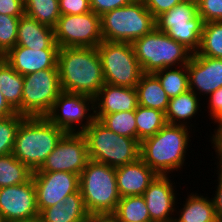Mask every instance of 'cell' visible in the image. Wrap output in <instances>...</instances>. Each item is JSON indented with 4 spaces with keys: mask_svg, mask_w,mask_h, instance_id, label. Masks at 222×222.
Segmentation results:
<instances>
[{
    "mask_svg": "<svg viewBox=\"0 0 222 222\" xmlns=\"http://www.w3.org/2000/svg\"><path fill=\"white\" fill-rule=\"evenodd\" d=\"M57 66L62 91L94 98L105 84L97 48H59Z\"/></svg>",
    "mask_w": 222,
    "mask_h": 222,
    "instance_id": "obj_1",
    "label": "cell"
},
{
    "mask_svg": "<svg viewBox=\"0 0 222 222\" xmlns=\"http://www.w3.org/2000/svg\"><path fill=\"white\" fill-rule=\"evenodd\" d=\"M190 131L192 128L184 125L166 124L154 136L140 142V159L157 175H170L181 168L182 171L187 151L191 150Z\"/></svg>",
    "mask_w": 222,
    "mask_h": 222,
    "instance_id": "obj_2",
    "label": "cell"
},
{
    "mask_svg": "<svg viewBox=\"0 0 222 222\" xmlns=\"http://www.w3.org/2000/svg\"><path fill=\"white\" fill-rule=\"evenodd\" d=\"M65 133L45 116L25 117L18 128L12 154L34 172L39 170Z\"/></svg>",
    "mask_w": 222,
    "mask_h": 222,
    "instance_id": "obj_3",
    "label": "cell"
},
{
    "mask_svg": "<svg viewBox=\"0 0 222 222\" xmlns=\"http://www.w3.org/2000/svg\"><path fill=\"white\" fill-rule=\"evenodd\" d=\"M79 190L90 216L112 215L121 199L116 168L89 160L79 175Z\"/></svg>",
    "mask_w": 222,
    "mask_h": 222,
    "instance_id": "obj_4",
    "label": "cell"
},
{
    "mask_svg": "<svg viewBox=\"0 0 222 222\" xmlns=\"http://www.w3.org/2000/svg\"><path fill=\"white\" fill-rule=\"evenodd\" d=\"M89 159L117 168L140 158V142L120 136L95 119L83 132Z\"/></svg>",
    "mask_w": 222,
    "mask_h": 222,
    "instance_id": "obj_5",
    "label": "cell"
},
{
    "mask_svg": "<svg viewBox=\"0 0 222 222\" xmlns=\"http://www.w3.org/2000/svg\"><path fill=\"white\" fill-rule=\"evenodd\" d=\"M143 73L187 65L192 53L156 27L132 43Z\"/></svg>",
    "mask_w": 222,
    "mask_h": 222,
    "instance_id": "obj_6",
    "label": "cell"
},
{
    "mask_svg": "<svg viewBox=\"0 0 222 222\" xmlns=\"http://www.w3.org/2000/svg\"><path fill=\"white\" fill-rule=\"evenodd\" d=\"M155 27V18L142 0H133L101 16V33L104 41L133 43Z\"/></svg>",
    "mask_w": 222,
    "mask_h": 222,
    "instance_id": "obj_7",
    "label": "cell"
},
{
    "mask_svg": "<svg viewBox=\"0 0 222 222\" xmlns=\"http://www.w3.org/2000/svg\"><path fill=\"white\" fill-rule=\"evenodd\" d=\"M106 84L135 88L144 74L132 43L102 41L97 47Z\"/></svg>",
    "mask_w": 222,
    "mask_h": 222,
    "instance_id": "obj_8",
    "label": "cell"
},
{
    "mask_svg": "<svg viewBox=\"0 0 222 222\" xmlns=\"http://www.w3.org/2000/svg\"><path fill=\"white\" fill-rule=\"evenodd\" d=\"M156 28L182 44L192 54L200 46L204 21L198 14V4L185 0L155 19Z\"/></svg>",
    "mask_w": 222,
    "mask_h": 222,
    "instance_id": "obj_9",
    "label": "cell"
},
{
    "mask_svg": "<svg viewBox=\"0 0 222 222\" xmlns=\"http://www.w3.org/2000/svg\"><path fill=\"white\" fill-rule=\"evenodd\" d=\"M23 77L22 115L46 116L62 92L59 70L43 69Z\"/></svg>",
    "mask_w": 222,
    "mask_h": 222,
    "instance_id": "obj_10",
    "label": "cell"
},
{
    "mask_svg": "<svg viewBox=\"0 0 222 222\" xmlns=\"http://www.w3.org/2000/svg\"><path fill=\"white\" fill-rule=\"evenodd\" d=\"M45 117L66 133H83L95 120L94 98L62 91Z\"/></svg>",
    "mask_w": 222,
    "mask_h": 222,
    "instance_id": "obj_11",
    "label": "cell"
},
{
    "mask_svg": "<svg viewBox=\"0 0 222 222\" xmlns=\"http://www.w3.org/2000/svg\"><path fill=\"white\" fill-rule=\"evenodd\" d=\"M53 29L59 48H96L103 41L101 16L93 11L81 15H61Z\"/></svg>",
    "mask_w": 222,
    "mask_h": 222,
    "instance_id": "obj_12",
    "label": "cell"
},
{
    "mask_svg": "<svg viewBox=\"0 0 222 222\" xmlns=\"http://www.w3.org/2000/svg\"><path fill=\"white\" fill-rule=\"evenodd\" d=\"M89 160L83 133H65L39 170L34 172L63 171L80 175Z\"/></svg>",
    "mask_w": 222,
    "mask_h": 222,
    "instance_id": "obj_13",
    "label": "cell"
},
{
    "mask_svg": "<svg viewBox=\"0 0 222 222\" xmlns=\"http://www.w3.org/2000/svg\"><path fill=\"white\" fill-rule=\"evenodd\" d=\"M0 213L5 222L39 218L40 212L32 178L26 183L0 188Z\"/></svg>",
    "mask_w": 222,
    "mask_h": 222,
    "instance_id": "obj_14",
    "label": "cell"
},
{
    "mask_svg": "<svg viewBox=\"0 0 222 222\" xmlns=\"http://www.w3.org/2000/svg\"><path fill=\"white\" fill-rule=\"evenodd\" d=\"M39 212L79 190V175L70 172H33Z\"/></svg>",
    "mask_w": 222,
    "mask_h": 222,
    "instance_id": "obj_15",
    "label": "cell"
},
{
    "mask_svg": "<svg viewBox=\"0 0 222 222\" xmlns=\"http://www.w3.org/2000/svg\"><path fill=\"white\" fill-rule=\"evenodd\" d=\"M171 176L157 175L143 194L151 222H173L176 205L182 204L177 202L178 191Z\"/></svg>",
    "mask_w": 222,
    "mask_h": 222,
    "instance_id": "obj_16",
    "label": "cell"
},
{
    "mask_svg": "<svg viewBox=\"0 0 222 222\" xmlns=\"http://www.w3.org/2000/svg\"><path fill=\"white\" fill-rule=\"evenodd\" d=\"M187 66L189 90L207 97L222 87V59L192 54Z\"/></svg>",
    "mask_w": 222,
    "mask_h": 222,
    "instance_id": "obj_17",
    "label": "cell"
},
{
    "mask_svg": "<svg viewBox=\"0 0 222 222\" xmlns=\"http://www.w3.org/2000/svg\"><path fill=\"white\" fill-rule=\"evenodd\" d=\"M58 51L15 45L2 57L15 71L25 76L43 69H58Z\"/></svg>",
    "mask_w": 222,
    "mask_h": 222,
    "instance_id": "obj_18",
    "label": "cell"
},
{
    "mask_svg": "<svg viewBox=\"0 0 222 222\" xmlns=\"http://www.w3.org/2000/svg\"><path fill=\"white\" fill-rule=\"evenodd\" d=\"M137 106L136 88L105 83L94 97V115L135 111Z\"/></svg>",
    "mask_w": 222,
    "mask_h": 222,
    "instance_id": "obj_19",
    "label": "cell"
},
{
    "mask_svg": "<svg viewBox=\"0 0 222 222\" xmlns=\"http://www.w3.org/2000/svg\"><path fill=\"white\" fill-rule=\"evenodd\" d=\"M157 174L140 158L116 168L118 192L122 197L143 195Z\"/></svg>",
    "mask_w": 222,
    "mask_h": 222,
    "instance_id": "obj_20",
    "label": "cell"
},
{
    "mask_svg": "<svg viewBox=\"0 0 222 222\" xmlns=\"http://www.w3.org/2000/svg\"><path fill=\"white\" fill-rule=\"evenodd\" d=\"M16 45L31 49H59L54 29L24 14L20 17Z\"/></svg>",
    "mask_w": 222,
    "mask_h": 222,
    "instance_id": "obj_21",
    "label": "cell"
},
{
    "mask_svg": "<svg viewBox=\"0 0 222 222\" xmlns=\"http://www.w3.org/2000/svg\"><path fill=\"white\" fill-rule=\"evenodd\" d=\"M80 190L68 195L63 202L43 209L40 222H87L89 219Z\"/></svg>",
    "mask_w": 222,
    "mask_h": 222,
    "instance_id": "obj_22",
    "label": "cell"
},
{
    "mask_svg": "<svg viewBox=\"0 0 222 222\" xmlns=\"http://www.w3.org/2000/svg\"><path fill=\"white\" fill-rule=\"evenodd\" d=\"M183 202L182 208L177 206L173 222H220L212 198L189 192Z\"/></svg>",
    "mask_w": 222,
    "mask_h": 222,
    "instance_id": "obj_23",
    "label": "cell"
},
{
    "mask_svg": "<svg viewBox=\"0 0 222 222\" xmlns=\"http://www.w3.org/2000/svg\"><path fill=\"white\" fill-rule=\"evenodd\" d=\"M200 97H198L192 90H188L174 98H171L168 103V108L165 112V118L167 124L171 125H184L187 127L195 128L192 119L201 112ZM191 121V122H190ZM190 124V126L188 125Z\"/></svg>",
    "mask_w": 222,
    "mask_h": 222,
    "instance_id": "obj_24",
    "label": "cell"
},
{
    "mask_svg": "<svg viewBox=\"0 0 222 222\" xmlns=\"http://www.w3.org/2000/svg\"><path fill=\"white\" fill-rule=\"evenodd\" d=\"M135 88L138 105L166 112L170 99L153 73H144Z\"/></svg>",
    "mask_w": 222,
    "mask_h": 222,
    "instance_id": "obj_25",
    "label": "cell"
},
{
    "mask_svg": "<svg viewBox=\"0 0 222 222\" xmlns=\"http://www.w3.org/2000/svg\"><path fill=\"white\" fill-rule=\"evenodd\" d=\"M23 75L15 71L0 57V88L7 103L22 115Z\"/></svg>",
    "mask_w": 222,
    "mask_h": 222,
    "instance_id": "obj_26",
    "label": "cell"
},
{
    "mask_svg": "<svg viewBox=\"0 0 222 222\" xmlns=\"http://www.w3.org/2000/svg\"><path fill=\"white\" fill-rule=\"evenodd\" d=\"M112 216L117 222H151L143 195L122 197Z\"/></svg>",
    "mask_w": 222,
    "mask_h": 222,
    "instance_id": "obj_27",
    "label": "cell"
},
{
    "mask_svg": "<svg viewBox=\"0 0 222 222\" xmlns=\"http://www.w3.org/2000/svg\"><path fill=\"white\" fill-rule=\"evenodd\" d=\"M32 174L12 153L0 156V188L26 183Z\"/></svg>",
    "mask_w": 222,
    "mask_h": 222,
    "instance_id": "obj_28",
    "label": "cell"
},
{
    "mask_svg": "<svg viewBox=\"0 0 222 222\" xmlns=\"http://www.w3.org/2000/svg\"><path fill=\"white\" fill-rule=\"evenodd\" d=\"M137 140L154 136L166 124L165 113L156 109L138 105L135 110Z\"/></svg>",
    "mask_w": 222,
    "mask_h": 222,
    "instance_id": "obj_29",
    "label": "cell"
},
{
    "mask_svg": "<svg viewBox=\"0 0 222 222\" xmlns=\"http://www.w3.org/2000/svg\"><path fill=\"white\" fill-rule=\"evenodd\" d=\"M160 81L169 99L189 90L187 66L169 67L153 73Z\"/></svg>",
    "mask_w": 222,
    "mask_h": 222,
    "instance_id": "obj_30",
    "label": "cell"
},
{
    "mask_svg": "<svg viewBox=\"0 0 222 222\" xmlns=\"http://www.w3.org/2000/svg\"><path fill=\"white\" fill-rule=\"evenodd\" d=\"M24 10L26 15L51 28L61 16L59 0H24Z\"/></svg>",
    "mask_w": 222,
    "mask_h": 222,
    "instance_id": "obj_31",
    "label": "cell"
},
{
    "mask_svg": "<svg viewBox=\"0 0 222 222\" xmlns=\"http://www.w3.org/2000/svg\"><path fill=\"white\" fill-rule=\"evenodd\" d=\"M101 124L112 132L128 138L137 139L135 111L94 115Z\"/></svg>",
    "mask_w": 222,
    "mask_h": 222,
    "instance_id": "obj_32",
    "label": "cell"
},
{
    "mask_svg": "<svg viewBox=\"0 0 222 222\" xmlns=\"http://www.w3.org/2000/svg\"><path fill=\"white\" fill-rule=\"evenodd\" d=\"M198 55L222 59V21L204 23Z\"/></svg>",
    "mask_w": 222,
    "mask_h": 222,
    "instance_id": "obj_33",
    "label": "cell"
},
{
    "mask_svg": "<svg viewBox=\"0 0 222 222\" xmlns=\"http://www.w3.org/2000/svg\"><path fill=\"white\" fill-rule=\"evenodd\" d=\"M24 119L25 116L18 113L0 118V156L12 153L18 128Z\"/></svg>",
    "mask_w": 222,
    "mask_h": 222,
    "instance_id": "obj_34",
    "label": "cell"
},
{
    "mask_svg": "<svg viewBox=\"0 0 222 222\" xmlns=\"http://www.w3.org/2000/svg\"><path fill=\"white\" fill-rule=\"evenodd\" d=\"M20 17L0 14V57L16 45Z\"/></svg>",
    "mask_w": 222,
    "mask_h": 222,
    "instance_id": "obj_35",
    "label": "cell"
},
{
    "mask_svg": "<svg viewBox=\"0 0 222 222\" xmlns=\"http://www.w3.org/2000/svg\"><path fill=\"white\" fill-rule=\"evenodd\" d=\"M197 4L198 14L204 23L222 21V0H201Z\"/></svg>",
    "mask_w": 222,
    "mask_h": 222,
    "instance_id": "obj_36",
    "label": "cell"
},
{
    "mask_svg": "<svg viewBox=\"0 0 222 222\" xmlns=\"http://www.w3.org/2000/svg\"><path fill=\"white\" fill-rule=\"evenodd\" d=\"M61 15H81L91 10L90 0H59Z\"/></svg>",
    "mask_w": 222,
    "mask_h": 222,
    "instance_id": "obj_37",
    "label": "cell"
},
{
    "mask_svg": "<svg viewBox=\"0 0 222 222\" xmlns=\"http://www.w3.org/2000/svg\"><path fill=\"white\" fill-rule=\"evenodd\" d=\"M209 103L208 106V112L210 113L209 120L212 119V123H219L222 121V87L214 91L212 94H210L207 97ZM210 109V110H209Z\"/></svg>",
    "mask_w": 222,
    "mask_h": 222,
    "instance_id": "obj_38",
    "label": "cell"
},
{
    "mask_svg": "<svg viewBox=\"0 0 222 222\" xmlns=\"http://www.w3.org/2000/svg\"><path fill=\"white\" fill-rule=\"evenodd\" d=\"M145 7L151 12L156 19L159 15L169 11L175 5L185 0H142Z\"/></svg>",
    "mask_w": 222,
    "mask_h": 222,
    "instance_id": "obj_39",
    "label": "cell"
},
{
    "mask_svg": "<svg viewBox=\"0 0 222 222\" xmlns=\"http://www.w3.org/2000/svg\"><path fill=\"white\" fill-rule=\"evenodd\" d=\"M133 0H90L91 10L97 15L102 16L104 13L123 7Z\"/></svg>",
    "mask_w": 222,
    "mask_h": 222,
    "instance_id": "obj_40",
    "label": "cell"
},
{
    "mask_svg": "<svg viewBox=\"0 0 222 222\" xmlns=\"http://www.w3.org/2000/svg\"><path fill=\"white\" fill-rule=\"evenodd\" d=\"M216 129L213 131V134L210 135V140L212 148L215 150L217 169L222 172V121L217 123Z\"/></svg>",
    "mask_w": 222,
    "mask_h": 222,
    "instance_id": "obj_41",
    "label": "cell"
},
{
    "mask_svg": "<svg viewBox=\"0 0 222 222\" xmlns=\"http://www.w3.org/2000/svg\"><path fill=\"white\" fill-rule=\"evenodd\" d=\"M0 14L23 16L25 14L24 0H0Z\"/></svg>",
    "mask_w": 222,
    "mask_h": 222,
    "instance_id": "obj_42",
    "label": "cell"
},
{
    "mask_svg": "<svg viewBox=\"0 0 222 222\" xmlns=\"http://www.w3.org/2000/svg\"><path fill=\"white\" fill-rule=\"evenodd\" d=\"M217 171V185H216V191L215 194L212 195V200L214 203L215 211L217 218L220 222H222V172L219 170Z\"/></svg>",
    "mask_w": 222,
    "mask_h": 222,
    "instance_id": "obj_43",
    "label": "cell"
},
{
    "mask_svg": "<svg viewBox=\"0 0 222 222\" xmlns=\"http://www.w3.org/2000/svg\"><path fill=\"white\" fill-rule=\"evenodd\" d=\"M16 114V111L5 100L0 88V118Z\"/></svg>",
    "mask_w": 222,
    "mask_h": 222,
    "instance_id": "obj_44",
    "label": "cell"
},
{
    "mask_svg": "<svg viewBox=\"0 0 222 222\" xmlns=\"http://www.w3.org/2000/svg\"><path fill=\"white\" fill-rule=\"evenodd\" d=\"M87 222H117L112 215L89 216Z\"/></svg>",
    "mask_w": 222,
    "mask_h": 222,
    "instance_id": "obj_45",
    "label": "cell"
},
{
    "mask_svg": "<svg viewBox=\"0 0 222 222\" xmlns=\"http://www.w3.org/2000/svg\"><path fill=\"white\" fill-rule=\"evenodd\" d=\"M14 222H40V219H32V220H27V221H14Z\"/></svg>",
    "mask_w": 222,
    "mask_h": 222,
    "instance_id": "obj_46",
    "label": "cell"
},
{
    "mask_svg": "<svg viewBox=\"0 0 222 222\" xmlns=\"http://www.w3.org/2000/svg\"><path fill=\"white\" fill-rule=\"evenodd\" d=\"M0 222H5L3 217H2V215H1V213H0Z\"/></svg>",
    "mask_w": 222,
    "mask_h": 222,
    "instance_id": "obj_47",
    "label": "cell"
},
{
    "mask_svg": "<svg viewBox=\"0 0 222 222\" xmlns=\"http://www.w3.org/2000/svg\"><path fill=\"white\" fill-rule=\"evenodd\" d=\"M192 2L198 3L201 0H191Z\"/></svg>",
    "mask_w": 222,
    "mask_h": 222,
    "instance_id": "obj_48",
    "label": "cell"
}]
</instances>
